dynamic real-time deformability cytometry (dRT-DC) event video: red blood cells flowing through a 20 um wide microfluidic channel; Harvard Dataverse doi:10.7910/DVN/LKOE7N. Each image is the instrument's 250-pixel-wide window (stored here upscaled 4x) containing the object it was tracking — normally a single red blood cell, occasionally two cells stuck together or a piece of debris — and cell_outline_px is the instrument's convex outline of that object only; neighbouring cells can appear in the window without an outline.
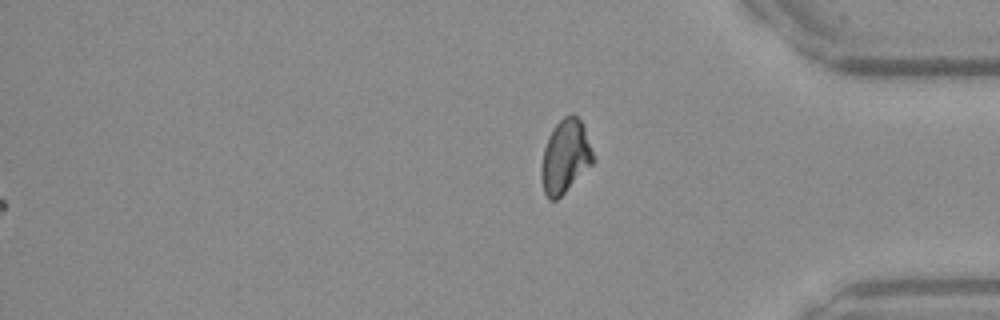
{"species": "Egyptian fruit bat (a non-hibernating species)", "species_latin": "Rousettus aegyptiacus", "temperature_condition": "warm", "stored_images_in_passage": 37, "segment_of_instrument_passage": [2, 2], "camera_frame_rate_fps": 3000, "um_per_image_px": 0.085, "frame": {"image": 1, "passage_image": 37, "time_ms": 12.0, "image_size_px": [1000, 320], "cell_outline_px": [[596, 160], [556, 200], [548, 200], [544, 192], [540, 180], [540, 168], [544, 148], [548, 136], [552, 128], [564, 116], [572, 112], [580, 120], [584, 128]], "centroid_in_image_um": [48.02, 13.3], "position_along_channel_um": 387.2, "area_um2": 22.2}}